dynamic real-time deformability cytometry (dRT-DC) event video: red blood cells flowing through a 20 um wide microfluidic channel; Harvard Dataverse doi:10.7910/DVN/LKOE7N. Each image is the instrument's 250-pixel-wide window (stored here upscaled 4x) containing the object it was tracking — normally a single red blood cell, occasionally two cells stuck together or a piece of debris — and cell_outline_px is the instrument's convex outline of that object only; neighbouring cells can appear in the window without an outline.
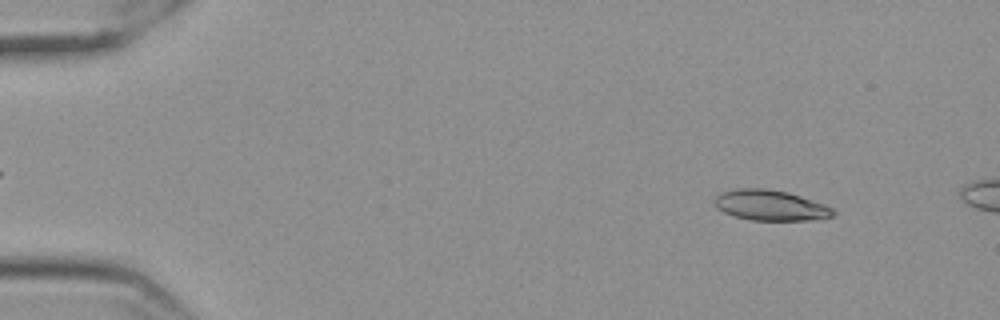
{"species": "Egyptian fruit bat (a non-hibernating species)", "species_latin": "Rousettus aegyptiacus", "temperature_condition": "cold", "stored_images_in_passage": 13, "camera_frame_rate_fps": 3000, "um_per_image_px": 0.085, "frame": {"image": 1, "passage_image": 6, "time_ms": 1.667, "image_size_px": [1000, 320], "cell_outline_px": [[836, 216], [824, 220], [752, 220], [736, 216], [724, 212], [716, 208], [712, 200], [720, 192], [736, 188], [768, 188], [788, 192], [824, 204], [832, 208], [836, 212]], "centroid_in_image_um": [65.51, 17.45], "position_along_channel_um": 19.5, "area_um2": 21.44}}